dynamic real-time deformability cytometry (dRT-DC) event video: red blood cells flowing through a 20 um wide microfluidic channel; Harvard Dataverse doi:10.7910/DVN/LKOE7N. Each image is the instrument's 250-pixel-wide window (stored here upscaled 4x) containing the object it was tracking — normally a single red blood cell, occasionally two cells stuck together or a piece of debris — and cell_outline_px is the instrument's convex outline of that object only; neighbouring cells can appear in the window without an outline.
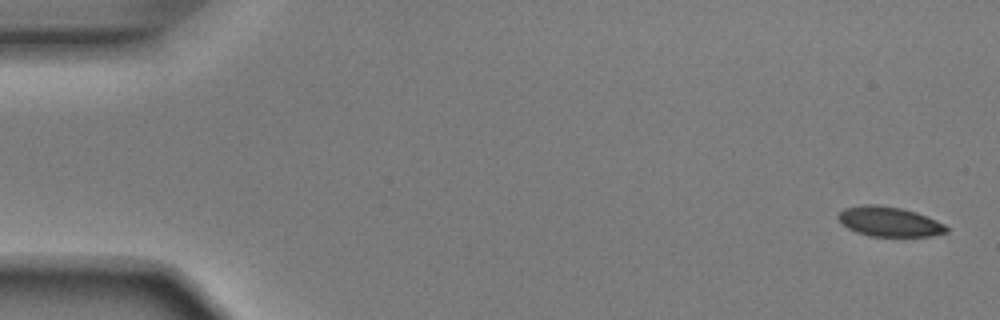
{"species": "Egyptian fruit bat (a non-hibernating species)", "species_latin": "Rousettus aegyptiacus", "temperature_condition": "room temperature", "stored_images_in_passage": 4, "camera_frame_rate_fps": 3000, "um_per_image_px": 0.085, "animal": {"sex": "male"}, "frame": {"image": 1, "passage_image": 1, "time_ms": 0.0, "image_size_px": [1000, 320], "cell_outline_px": [[948, 232], [932, 236], [868, 236], [856, 232], [848, 228], [836, 216], [844, 208], [864, 204], [872, 204], [900, 208], [916, 212], [936, 220], [944, 224], [948, 228]], "centroid_in_image_um": [75.59, 18.84], "position_along_channel_um": 9.4, "area_um2": 18.67}}
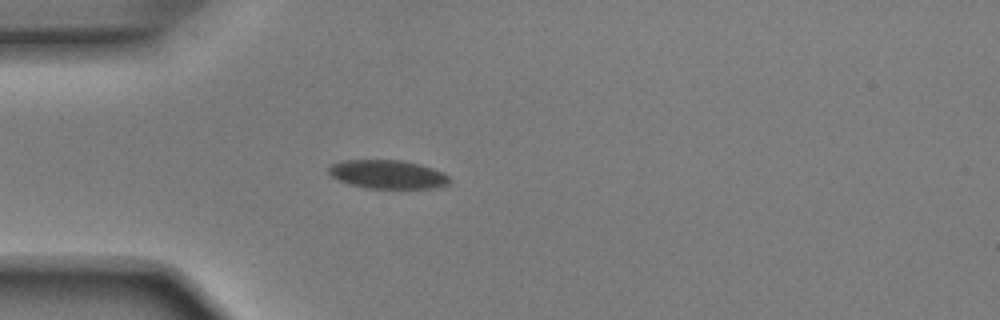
{"frame": {"image": 2, "passage_image": 4, "time_ms": 1.0, "image_size_px": [1000, 320], "cell_outline_px": [[452, 180], [448, 184], [440, 188], [364, 188], [348, 184], [332, 176], [328, 172], [328, 168], [332, 164], [340, 160], [400, 160], [420, 164], [444, 172]], "centroid_in_image_um": [32.98, 14.82], "position_along_channel_um": 52.0, "area_um2": 20.35}}